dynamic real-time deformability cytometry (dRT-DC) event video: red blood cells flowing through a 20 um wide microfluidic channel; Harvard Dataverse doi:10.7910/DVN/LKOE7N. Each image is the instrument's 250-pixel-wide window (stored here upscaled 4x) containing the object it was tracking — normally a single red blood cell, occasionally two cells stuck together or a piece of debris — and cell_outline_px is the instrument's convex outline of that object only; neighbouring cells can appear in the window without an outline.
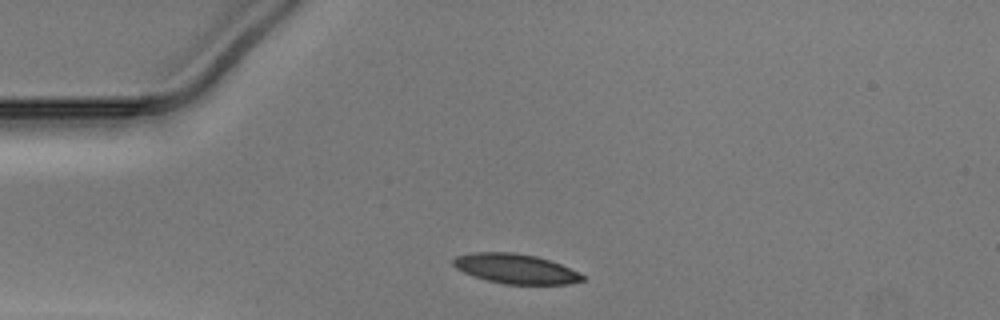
{"species": "Egyptian fruit bat (a non-hibernating species)", "species_latin": "Rousettus aegyptiacus", "temperature_condition": "warm", "stored_images_in_passage": 30, "camera_frame_rate_fps": 3000, "um_per_image_px": 0.085, "animal": {"sex": "male"}, "frame": {"image": 1, "passage_image": 1, "time_ms": 0.0, "image_size_px": [1000, 320], "cell_outline_px": [[584, 280], [568, 284], [504, 284], [488, 280], [464, 272], [456, 268], [452, 264], [452, 260], [456, 256], [472, 252], [512, 252], [536, 256], [560, 264], [580, 272], [584, 276]], "centroid_in_image_um": [43.83, 22.83], "position_along_channel_um": 41.2, "area_um2": 22.25}}
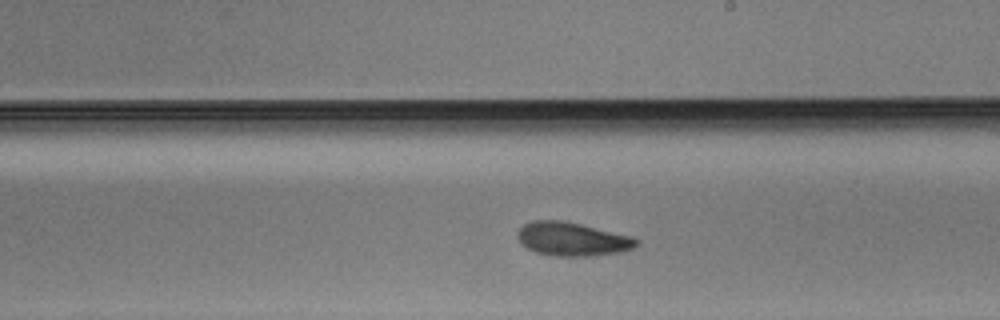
{"frame": {"image": 2, "passage_image": 18, "time_ms": 5.667, "image_size_px": [1000, 320], "cell_outline_px": [[640, 244], [632, 248], [620, 252], [588, 256], [556, 256], [536, 252], [528, 248], [516, 236], [516, 232], [524, 224], [532, 220], [564, 220], [632, 236], [640, 240]], "centroid_in_image_um": [48.66, 20.31], "position_along_channel_um": 240.3, "area_um2": 23.29}}
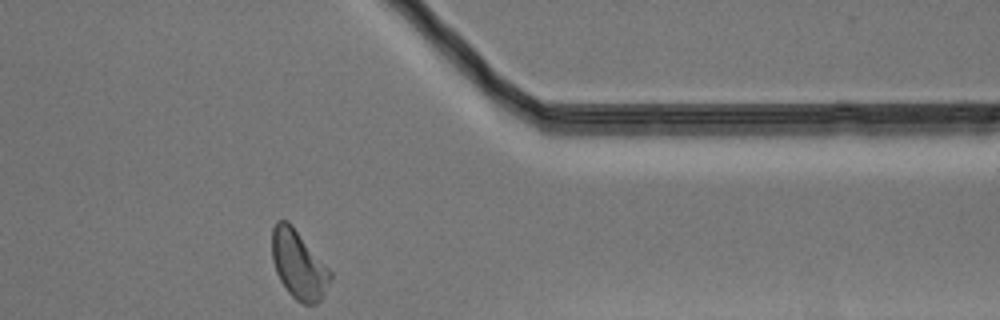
{"frame": {"image": 3, "passage_image": 30, "time_ms": 9.667, "image_size_px": [1000, 320], "cell_outline_px": [[332, 280], [324, 296], [316, 304], [304, 304], [296, 300], [288, 292], [280, 280], [276, 272], [272, 260], [272, 228], [276, 220], [288, 220], [292, 224], [332, 272]], "centroid_in_image_um": [25.39, 22.49], "position_along_channel_um": 386.0, "area_um2": 23.47}}